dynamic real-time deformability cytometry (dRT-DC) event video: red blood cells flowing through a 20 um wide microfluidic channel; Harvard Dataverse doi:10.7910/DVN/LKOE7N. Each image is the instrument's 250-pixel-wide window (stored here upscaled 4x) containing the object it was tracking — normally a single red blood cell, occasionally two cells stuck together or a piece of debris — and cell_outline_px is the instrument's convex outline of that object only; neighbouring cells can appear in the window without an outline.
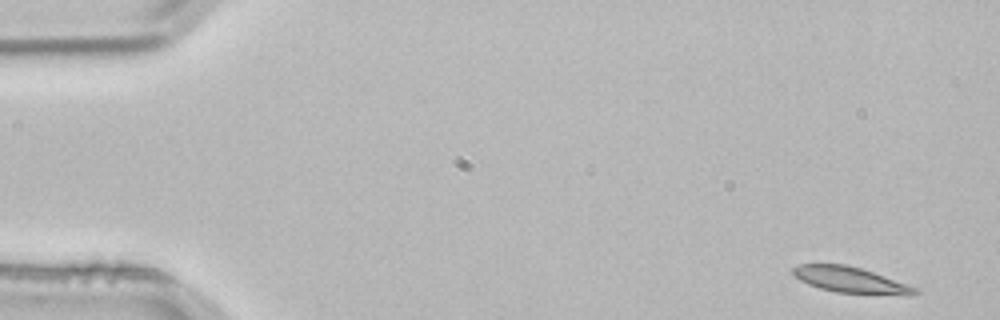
{"species": "common noctule bat (a hibernating species)", "species_latin": "Nyctalus noctula", "temperature_condition": "room temperature", "stored_images_in_passage": 3, "camera_frame_rate_fps": 3000, "um_per_image_px": 0.085, "animal": {"sex": "male", "body_mass_g": 21.5, "forearm_length_mm": 52.0}, "frame": {"image": 1, "passage_image": 1, "time_ms": 0.0, "image_size_px": [1000, 320], "cell_outline_px": [[920, 292], [908, 296], [904, 296], [836, 292], [820, 288], [808, 284], [800, 280], [792, 272], [792, 268], [800, 264], [844, 264], [860, 268], [920, 288]], "centroid_in_image_um": [72.36, 23.81], "position_along_channel_um": 12.6, "area_um2": 18.5}}
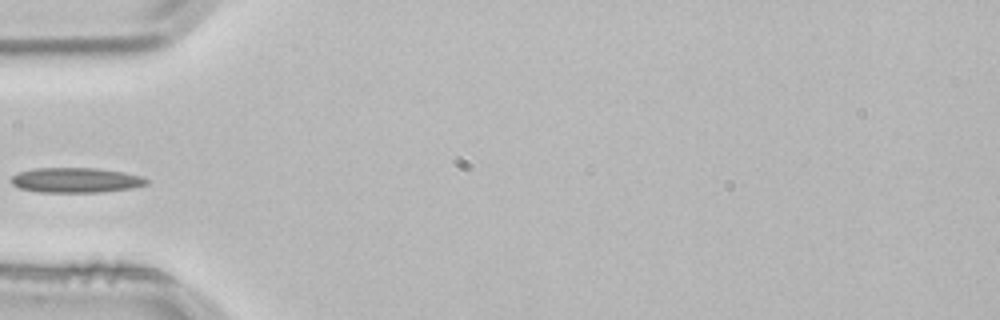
{"frame": {"image": 2, "passage_image": 3, "time_ms": 0.667, "image_size_px": [1000, 320], "cell_outline_px": [[148, 184], [132, 188], [100, 192], [40, 192], [20, 188], [12, 184], [12, 176], [20, 172], [32, 168], [96, 168], [124, 172], [144, 176], [148, 180]], "centroid_in_image_um": [6.49, 15.31], "position_along_channel_um": 78.5, "area_um2": 19.71}}